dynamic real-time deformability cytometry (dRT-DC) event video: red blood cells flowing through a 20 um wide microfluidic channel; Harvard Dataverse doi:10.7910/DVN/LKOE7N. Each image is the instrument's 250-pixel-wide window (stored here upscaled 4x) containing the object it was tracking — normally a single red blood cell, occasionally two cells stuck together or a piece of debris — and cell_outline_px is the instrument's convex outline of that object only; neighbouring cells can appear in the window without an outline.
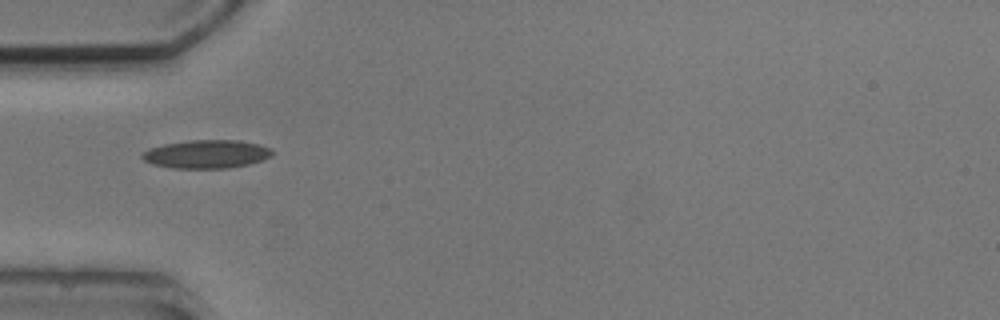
{"species": "common noctule bat (a hibernating species)", "species_latin": "Nyctalus noctula", "temperature_condition": "cold", "stored_images_in_passage": 4, "camera_frame_rate_fps": 3000, "um_per_image_px": 0.085, "animal": {"sex": "male", "body_mass_g": 20.5, "forearm_length_mm": 52.5}, "frame": {"image": 1, "passage_image": 1, "time_ms": 0.0, "image_size_px": [1000, 320], "cell_outline_px": [[272, 156], [264, 160], [248, 164], [228, 168], [172, 168], [152, 164], [144, 160], [140, 156], [148, 148], [164, 144], [188, 140], [240, 140], [260, 144], [272, 148]], "centroid_in_image_um": [17.57, 13.09], "position_along_channel_um": 67.4, "area_um2": 21.68}}